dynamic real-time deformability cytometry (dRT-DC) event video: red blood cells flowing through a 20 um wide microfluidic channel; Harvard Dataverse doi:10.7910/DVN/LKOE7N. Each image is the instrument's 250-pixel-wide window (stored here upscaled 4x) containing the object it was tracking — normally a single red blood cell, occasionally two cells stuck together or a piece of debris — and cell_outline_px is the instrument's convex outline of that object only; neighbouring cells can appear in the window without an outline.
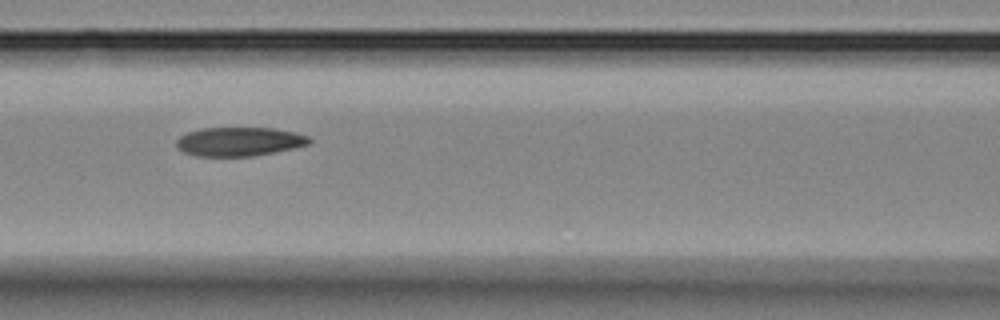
{"species": "Egyptian fruit bat (a non-hibernating species)", "species_latin": "Rousettus aegyptiacus", "temperature_condition": "room temperature", "stored_images_in_passage": 11, "camera_frame_rate_fps": 3000, "um_per_image_px": 0.085, "animal": {"sex": "female"}, "frame": {"image": 1, "passage_image": 5, "time_ms": 5.333, "image_size_px": [1000, 320], "cell_outline_px": [[312, 144], [252, 156], [196, 156], [184, 152], [176, 148], [176, 140], [180, 136], [188, 132], [200, 128], [276, 128], [296, 132], [308, 136], [312, 140]], "centroid_in_image_um": [20.34, 12.03], "position_along_channel_um": 146.3, "area_um2": 22.48}}
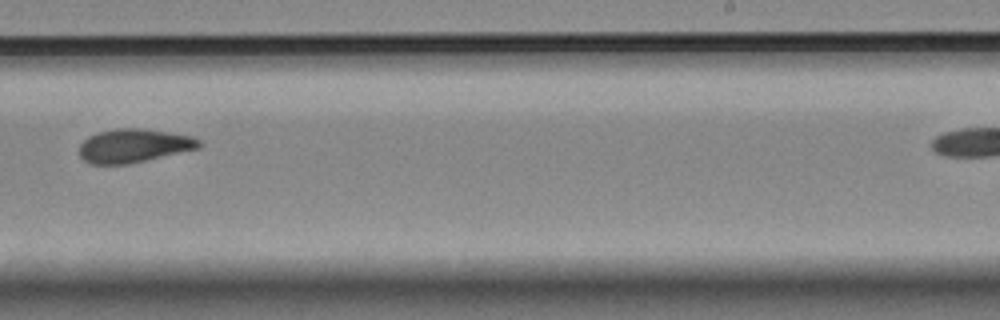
{"frame": {"image": 2, "passage_image": 8, "time_ms": 9.0, "image_size_px": [1000, 320], "cell_outline_px": [[204, 144], [200, 148], [148, 160], [128, 164], [88, 164], [80, 156], [80, 144], [88, 136], [96, 132], [116, 128], [140, 128], [168, 132], [192, 136], [200, 140]], "centroid_in_image_um": [11.38, 12.38], "position_along_channel_um": 277.6, "area_um2": 23.7}}
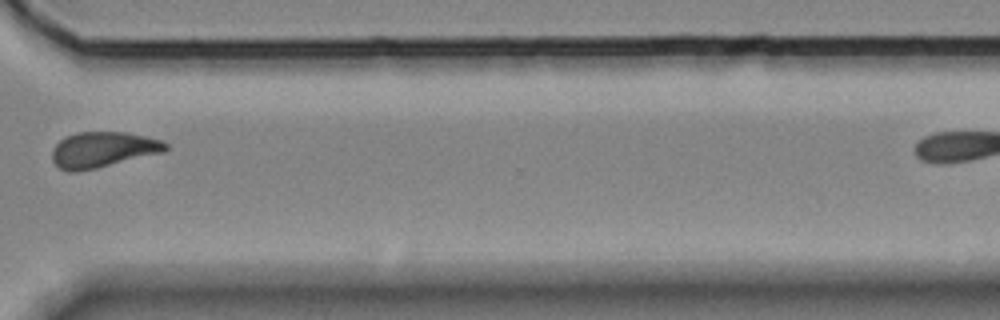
{"frame": {"image": 3, "passage_image": 10, "time_ms": 11.333, "image_size_px": [1000, 320], "cell_outline_px": [[168, 148], [164, 152], [96, 168], [76, 172], [68, 172], [60, 168], [52, 160], [52, 148], [64, 136], [76, 132], [124, 132], [144, 136], [160, 140], [168, 144]], "centroid_in_image_um": [8.71, 12.72], "position_along_channel_um": 361.9, "area_um2": 23.52}}